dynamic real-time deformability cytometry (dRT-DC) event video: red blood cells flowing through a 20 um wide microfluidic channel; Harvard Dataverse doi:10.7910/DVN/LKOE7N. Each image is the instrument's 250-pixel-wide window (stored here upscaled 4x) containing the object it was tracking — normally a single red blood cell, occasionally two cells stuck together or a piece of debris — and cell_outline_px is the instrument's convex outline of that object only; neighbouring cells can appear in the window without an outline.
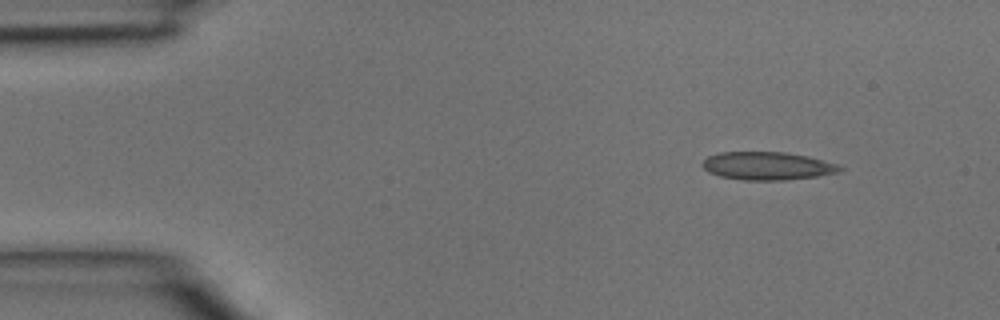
{"species": "common noctule bat (a hibernating species)", "species_latin": "Nyctalus noctula", "temperature_condition": "room temperature", "stored_images_in_passage": 17, "camera_frame_rate_fps": 3000, "um_per_image_px": 0.085, "animal": {"sex": "male", "body_mass_g": 15.6}, "frame": {"image": 1, "passage_image": 1, "time_ms": 0.0, "image_size_px": [1000, 320], "cell_outline_px": [[844, 168], [840, 172], [816, 176], [784, 180], [740, 180], [720, 176], [708, 172], [700, 164], [708, 156], [720, 152], [784, 152], [808, 156], [840, 164]], "centroid_in_image_um": [65.24, 14.1], "position_along_channel_um": 19.8, "area_um2": 22.6}}
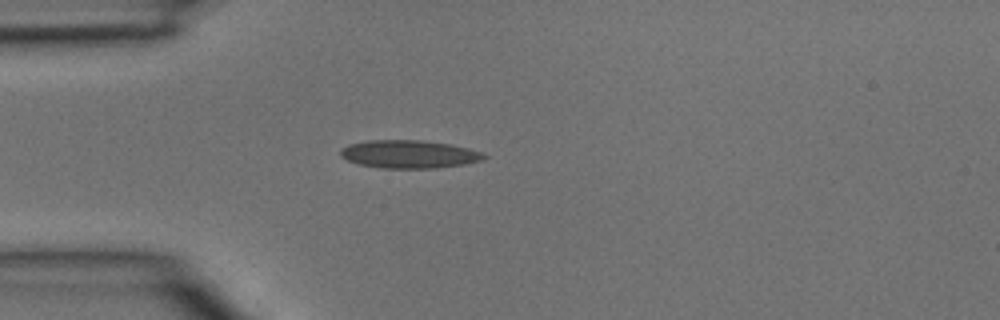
{"frame": {"image": 2, "passage_image": 7, "time_ms": 2.0, "image_size_px": [1000, 320], "cell_outline_px": [[488, 156], [480, 160], [464, 164], [436, 168], [380, 168], [360, 164], [348, 160], [340, 156], [340, 148], [348, 144], [368, 140], [420, 140], [448, 144], [468, 148], [480, 152]], "centroid_in_image_um": [34.72, 13.1], "position_along_channel_um": 50.3, "area_um2": 23.29}}
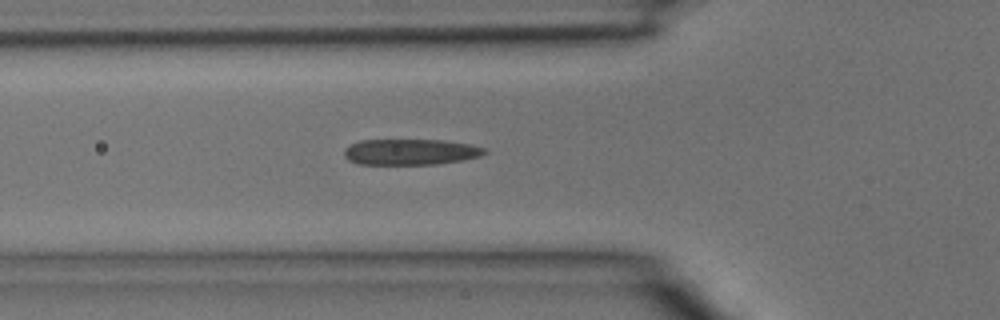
{"frame": {"image": 3, "passage_image": 10, "time_ms": 3.0, "image_size_px": [1000, 320], "cell_outline_px": [[488, 152], [480, 156], [464, 160], [436, 164], [360, 164], [348, 160], [344, 156], [344, 148], [360, 140], [444, 140], [472, 144], [484, 148]], "centroid_in_image_um": [34.91, 12.91], "position_along_channel_um": 90.9, "area_um2": 21.27}}